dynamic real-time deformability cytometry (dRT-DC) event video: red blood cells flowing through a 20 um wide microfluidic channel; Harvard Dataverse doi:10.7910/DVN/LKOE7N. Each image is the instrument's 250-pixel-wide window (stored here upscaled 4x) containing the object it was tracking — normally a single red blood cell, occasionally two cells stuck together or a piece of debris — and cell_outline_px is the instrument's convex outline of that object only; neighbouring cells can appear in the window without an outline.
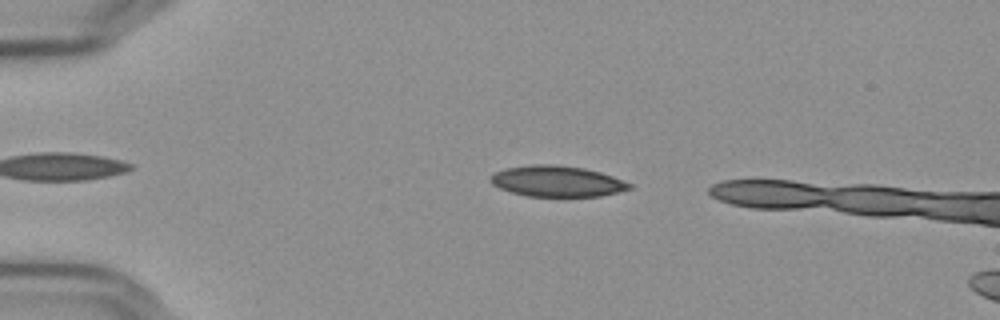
{"species": "Egyptian fruit bat (a non-hibernating species)", "species_latin": "Rousettus aegyptiacus", "temperature_condition": "cold", "stored_images_in_passage": 38, "camera_frame_rate_fps": 3000, "um_per_image_px": 0.085, "frame": {"image": 1, "passage_image": 1, "time_ms": 0.0, "image_size_px": [1000, 320], "cell_outline_px": [[632, 188], [600, 196], [528, 196], [512, 192], [500, 188], [492, 184], [488, 180], [488, 176], [504, 168], [532, 164], [556, 164], [584, 168], [600, 172], [612, 176], [632, 184]], "centroid_in_image_um": [47.3, 15.39], "position_along_channel_um": 37.7, "area_um2": 25.03}}
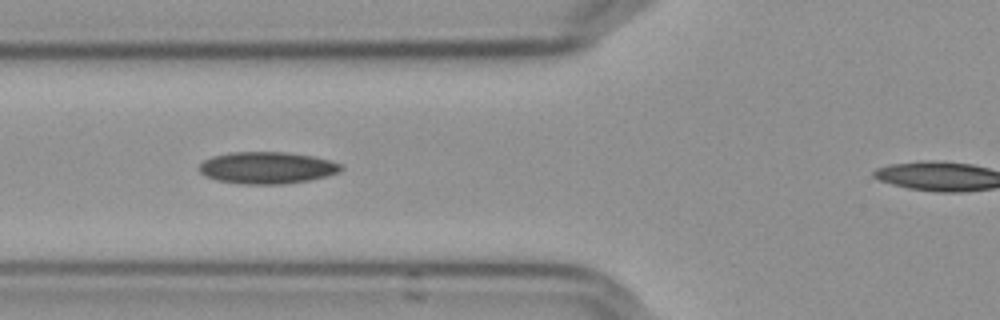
{"frame": {"image": 2, "passage_image": 10, "time_ms": 3.0, "image_size_px": [1000, 320], "cell_outline_px": [[344, 168], [340, 172], [308, 180], [284, 184], [244, 184], [216, 180], [200, 172], [200, 164], [204, 160], [212, 156], [232, 152], [284, 152], [312, 156], [332, 160], [344, 164]], "centroid_in_image_um": [22.74, 14.25], "position_along_channel_um": 103.1, "area_um2": 26.3}}
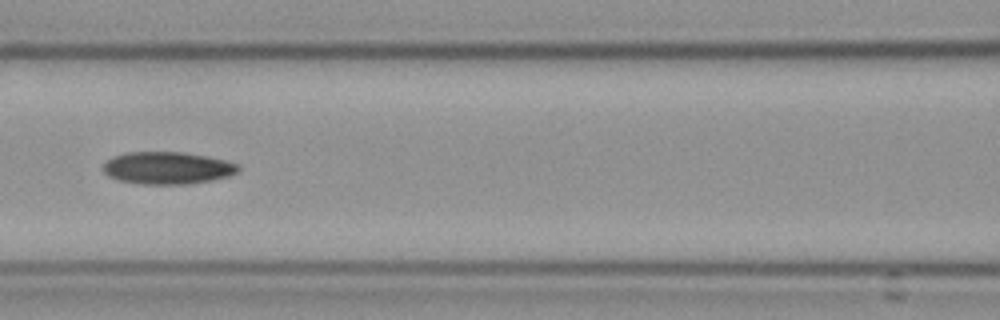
{"frame": {"image": 3, "passage_image": 14, "time_ms": 4.333, "image_size_px": [1000, 320], "cell_outline_px": [[240, 168], [236, 172], [228, 176], [212, 180], [188, 184], [140, 184], [116, 180], [108, 176], [100, 168], [112, 156], [128, 152], [180, 152], [204, 156], [224, 160], [240, 164]], "centroid_in_image_um": [14.18, 14.28], "position_along_channel_um": 152.4, "area_um2": 25.49}}